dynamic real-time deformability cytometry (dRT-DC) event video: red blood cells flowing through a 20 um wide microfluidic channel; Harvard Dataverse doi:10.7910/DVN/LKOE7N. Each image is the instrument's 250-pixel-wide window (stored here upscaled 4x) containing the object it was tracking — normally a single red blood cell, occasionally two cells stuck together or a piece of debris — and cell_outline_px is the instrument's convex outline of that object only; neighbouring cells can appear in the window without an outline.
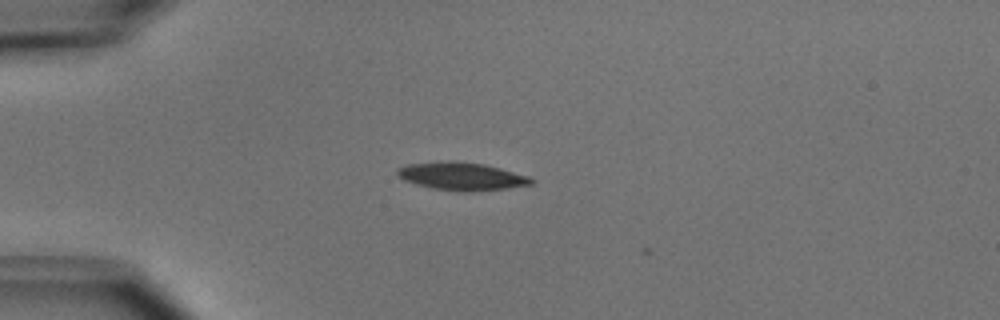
{"species": "common noctule bat (a hibernating species)", "species_latin": "Nyctalus noctula", "temperature_condition": "cold", "stored_images_in_passage": 2, "camera_frame_rate_fps": 3000, "um_per_image_px": 0.085, "animal": {"sex": "male", "body_mass_g": 15.6}, "frame": {"image": 1, "passage_image": 1, "time_ms": 0.0, "image_size_px": [1000, 320], "cell_outline_px": [[536, 180], [532, 184], [508, 188], [468, 192], [464, 192], [432, 188], [416, 184], [404, 180], [396, 176], [396, 168], [408, 164], [448, 160], [456, 160], [484, 164], [532, 176]], "centroid_in_image_um": [39.25, 14.97], "position_along_channel_um": 45.7, "area_um2": 22.14}}